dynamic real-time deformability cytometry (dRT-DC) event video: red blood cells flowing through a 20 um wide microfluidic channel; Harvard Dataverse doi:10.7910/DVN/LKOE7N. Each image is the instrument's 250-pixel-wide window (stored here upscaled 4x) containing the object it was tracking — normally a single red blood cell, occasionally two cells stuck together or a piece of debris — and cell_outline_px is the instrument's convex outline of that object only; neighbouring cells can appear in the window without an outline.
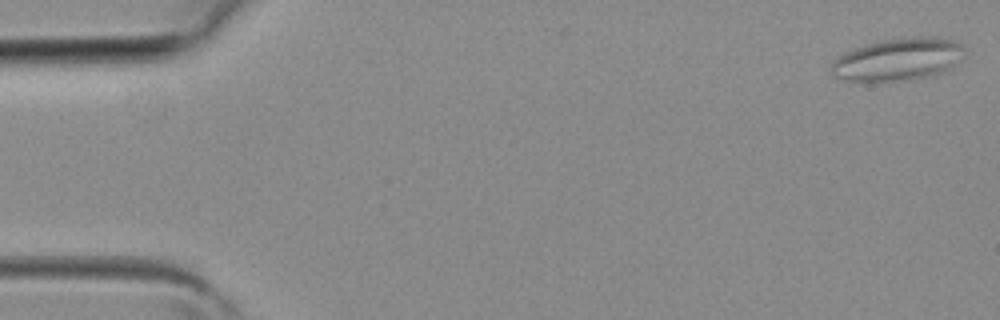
{"species": "common noctule bat (a hibernating species)", "species_latin": "Nyctalus noctula", "temperature_condition": "room temperature", "stored_images_in_passage": 3, "camera_frame_rate_fps": 3000, "um_per_image_px": 0.085, "animal": {"sex": "female", "body_mass_g": 19.3, "forearm_length_mm": 54.1}, "frame": {"image": 1, "passage_image": 1, "time_ms": 0.0, "image_size_px": [1000, 320], "cell_outline_px": [[964, 56], [952, 68], [932, 76], [908, 80], [844, 80], [836, 76], [828, 68], [832, 60], [856, 48], [868, 44], [884, 40], [928, 36], [936, 36], [956, 40], [964, 48]], "centroid_in_image_um": [76.4, 5.04], "position_along_channel_um": 8.6, "area_um2": 32.71}}